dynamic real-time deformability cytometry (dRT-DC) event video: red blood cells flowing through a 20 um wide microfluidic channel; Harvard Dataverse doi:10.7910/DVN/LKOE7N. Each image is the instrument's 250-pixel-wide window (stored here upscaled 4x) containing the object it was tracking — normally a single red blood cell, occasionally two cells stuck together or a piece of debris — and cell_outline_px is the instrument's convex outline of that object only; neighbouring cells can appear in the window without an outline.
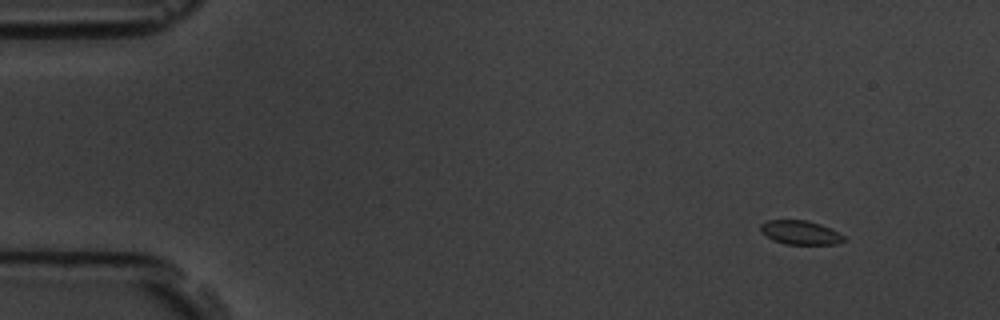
{"species": "common noctule bat (a hibernating species)", "species_latin": "Nyctalus noctula", "temperature_condition": "room temperature", "stored_images_in_passage": 5, "camera_frame_rate_fps": 3000, "um_per_image_px": 0.085, "animal": {"sex": "male", "body_mass_g": 19.5, "forearm_length_mm": 54.6}, "frame": {"image": 1, "passage_image": 1, "time_ms": 0.0, "image_size_px": [1000, 320], "cell_outline_px": [[848, 240], [836, 244], [784, 244], [772, 240], [760, 232], [760, 224], [768, 220], [808, 220], [820, 224], [844, 236]], "centroid_in_image_um": [68.0, 19.77], "position_along_channel_um": 17.0, "area_um2": 11.68}}
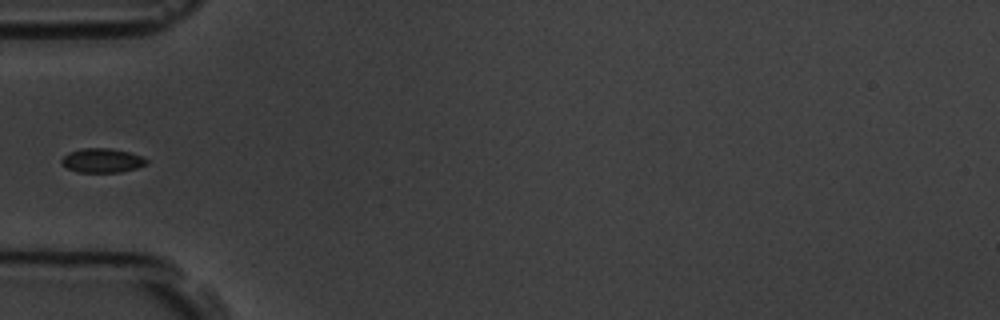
{"frame": {"image": 2, "passage_image": 4, "time_ms": 4.333, "image_size_px": [1000, 320], "cell_outline_px": [[148, 164], [136, 168], [120, 172], [80, 172], [68, 168], [60, 160], [68, 152], [80, 148], [108, 148], [128, 152], [144, 156], [148, 160]], "centroid_in_image_um": [8.72, 13.63], "position_along_channel_um": 76.3, "area_um2": 11.96}}
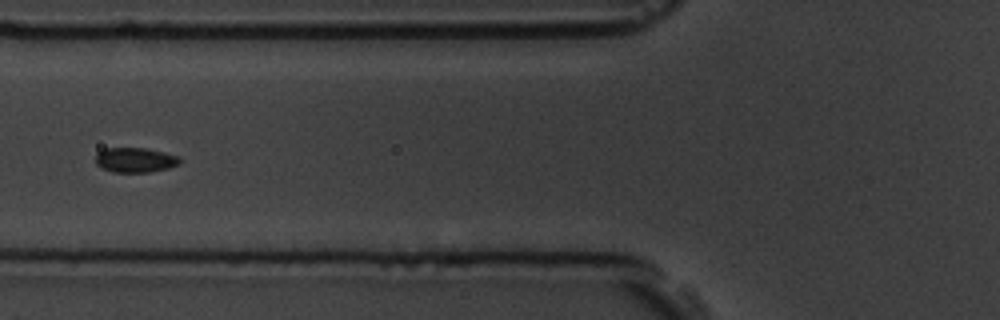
{"frame": {"image": 3, "passage_image": 5, "time_ms": 5.333, "image_size_px": [1000, 320], "cell_outline_px": [[180, 160], [176, 164], [168, 168], [148, 172], [112, 172], [100, 168], [96, 164], [96, 156], [104, 148], [144, 148], [164, 152], [180, 156]], "centroid_in_image_um": [11.46, 13.6], "position_along_channel_um": 114.3, "area_um2": 12.08}}